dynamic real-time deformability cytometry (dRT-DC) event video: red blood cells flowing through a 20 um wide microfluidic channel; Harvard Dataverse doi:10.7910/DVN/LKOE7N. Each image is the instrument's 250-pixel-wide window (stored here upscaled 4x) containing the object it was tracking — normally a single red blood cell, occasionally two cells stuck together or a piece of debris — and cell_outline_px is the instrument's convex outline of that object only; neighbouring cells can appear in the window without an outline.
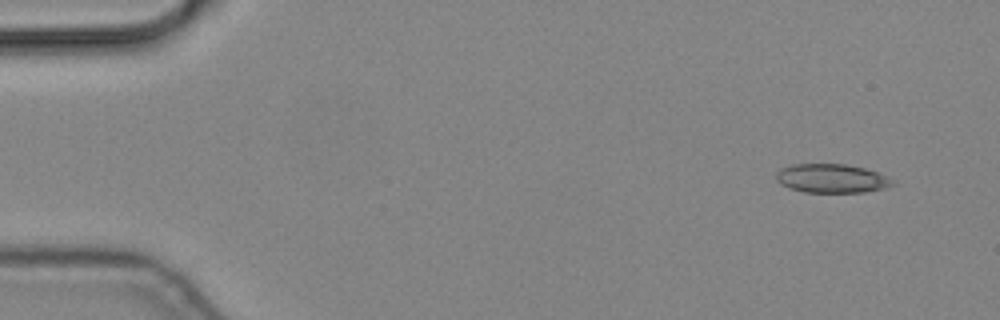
{"species": "common noctule bat (a hibernating species)", "species_latin": "Nyctalus noctula", "temperature_condition": "cold", "stored_images_in_passage": 9, "camera_frame_rate_fps": 3000, "um_per_image_px": 0.085, "animal": {"sex": "male", "body_mass_g": 19.2, "forearm_length_mm": 51.8}, "frame": {"image": 1, "passage_image": 1, "time_ms": 0.0, "image_size_px": [1000, 320], "cell_outline_px": [[896, 184], [884, 188], [864, 192], [804, 192], [788, 188], [780, 184], [776, 180], [776, 172], [780, 168], [792, 164], [844, 164], [864, 168], [876, 172], [892, 180]], "centroid_in_image_um": [70.63, 15.17], "position_along_channel_um": 14.4, "area_um2": 19.54}}
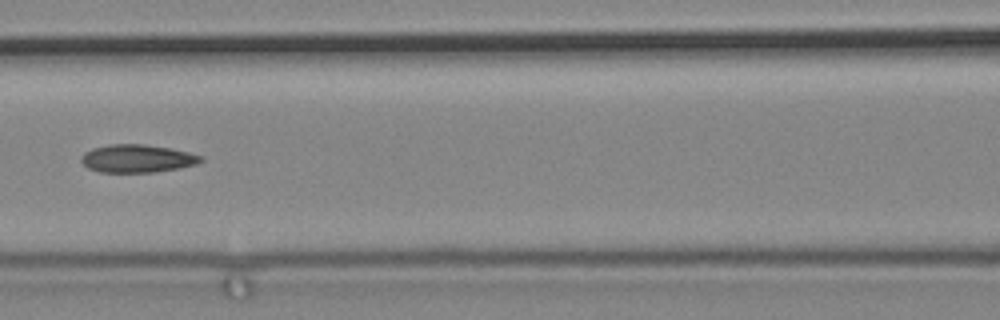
{"frame": {"image": 2, "passage_image": 7, "time_ms": 2.0, "image_size_px": [1000, 320], "cell_outline_px": [[204, 160], [196, 164], [180, 168], [152, 172], [100, 172], [88, 168], [80, 160], [80, 156], [84, 152], [92, 148], [112, 144], [144, 144], [168, 148], [188, 152], [204, 156]], "centroid_in_image_um": [11.66, 13.47], "position_along_channel_um": 154.9, "area_um2": 19.48}}
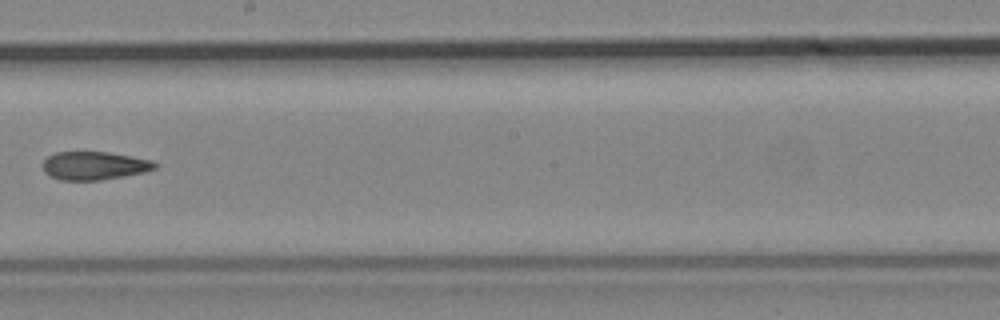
{"frame": {"image": 3, "passage_image": 9, "time_ms": 2.667, "image_size_px": [1000, 320], "cell_outline_px": [[160, 164], [156, 168], [144, 172], [124, 176], [100, 180], [60, 180], [44, 172], [44, 160], [48, 156], [56, 152], [108, 152], [132, 156], [152, 160]], "centroid_in_image_um": [8.06, 14.08], "position_along_channel_um": 240.1, "area_um2": 18.44}}